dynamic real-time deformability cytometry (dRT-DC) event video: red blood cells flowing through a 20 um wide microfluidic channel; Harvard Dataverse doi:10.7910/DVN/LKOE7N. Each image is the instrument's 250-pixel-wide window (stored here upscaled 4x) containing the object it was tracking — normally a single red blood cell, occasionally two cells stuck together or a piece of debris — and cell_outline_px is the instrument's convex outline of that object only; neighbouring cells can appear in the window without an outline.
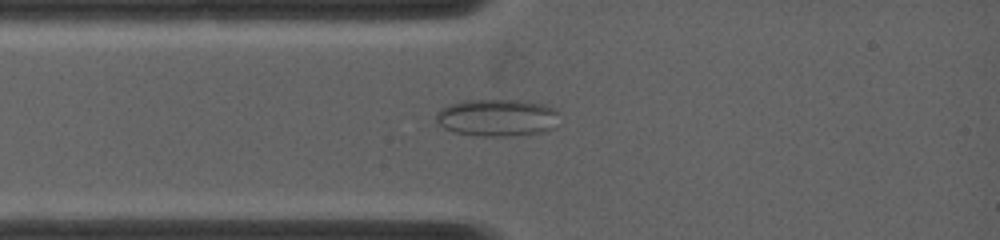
{"species": "common noctule bat (a hibernating species)", "species_latin": "Nyctalus noctula", "temperature_condition": "warm", "stored_images_in_passage": 3, "camera_frame_rate_fps": 5000, "um_per_image_px": 0.085, "animal": {"sex": "female", "body_mass_g": 19.0, "forearm_length_mm": 53.3}, "frame": {"image": 1, "passage_image": 3, "time_ms": 0.4, "image_size_px": [1000, 240], "cell_outline_px": [[556, 112], [552, 128], [544, 132], [508, 136], [480, 136], [456, 132], [444, 128], [436, 124], [436, 112], [440, 108], [448, 104], [460, 100], [492, 96], [500, 96], [528, 100], [544, 104], [556, 108]], "centroid_in_image_um": [42.18, 9.92], "position_along_channel_um": 42.8, "area_um2": 27.98}}